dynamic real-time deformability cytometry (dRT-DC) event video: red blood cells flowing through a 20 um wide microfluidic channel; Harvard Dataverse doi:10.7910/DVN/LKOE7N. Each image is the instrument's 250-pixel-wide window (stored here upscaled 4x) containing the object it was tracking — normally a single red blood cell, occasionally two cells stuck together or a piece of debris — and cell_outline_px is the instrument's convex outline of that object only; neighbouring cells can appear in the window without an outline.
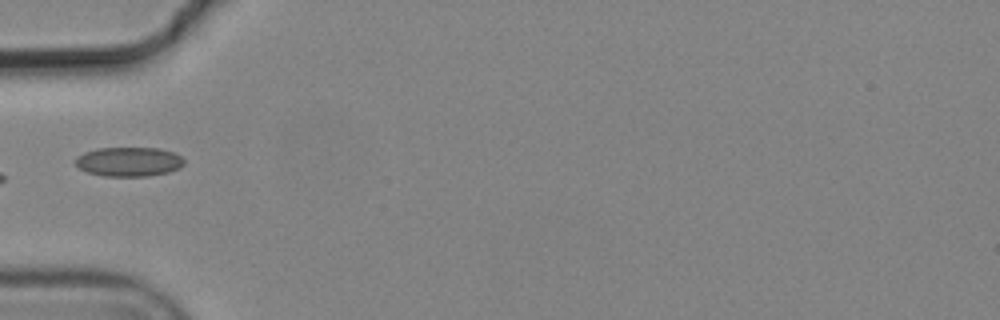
{"species": "common noctule bat (a hibernating species)", "species_latin": "Nyctalus noctula", "temperature_condition": "cold", "stored_images_in_passage": 6, "camera_frame_rate_fps": 3000, "um_per_image_px": 0.085, "animal": {"sex": "male", "body_mass_g": 19.2, "forearm_length_mm": 51.8}, "frame": {"image": 1, "passage_image": 6, "time_ms": 1.667, "image_size_px": [1000, 320], "cell_outline_px": [[184, 164], [180, 168], [168, 172], [148, 176], [104, 176], [88, 172], [80, 168], [72, 160], [76, 156], [84, 152], [96, 148], [160, 148], [176, 152], [184, 160]], "centroid_in_image_um": [10.95, 13.73], "position_along_channel_um": 74.1, "area_um2": 18.79}}